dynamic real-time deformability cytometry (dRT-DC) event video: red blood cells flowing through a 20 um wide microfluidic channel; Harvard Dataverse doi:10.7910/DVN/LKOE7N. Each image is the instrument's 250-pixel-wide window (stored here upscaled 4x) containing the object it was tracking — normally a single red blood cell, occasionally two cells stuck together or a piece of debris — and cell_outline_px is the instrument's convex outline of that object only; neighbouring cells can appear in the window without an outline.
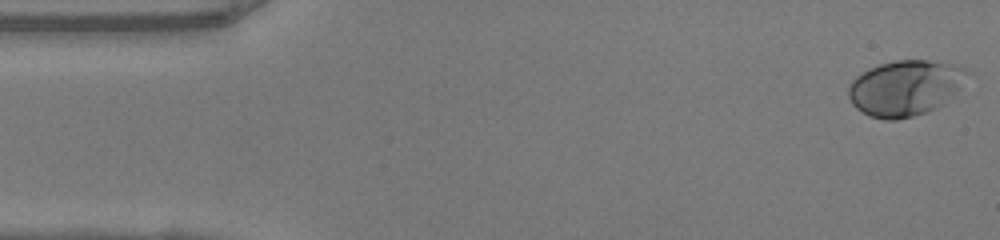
{"species": "human", "species_latin": "Homo sapiens", "temperature_condition": "warm", "stored_images_in_passage": 12, "camera_frame_rate_fps": 3000, "um_per_image_px": 0.085, "donor": {"sex": "female"}, "frame": {"image": 1, "passage_image": 1, "time_ms": 0.0, "image_size_px": [1000, 240], "cell_outline_px": [[972, 72], [956, 92], [944, 104], [928, 112], [896, 120], [884, 120], [868, 116], [856, 108], [852, 104], [848, 96], [848, 88], [852, 80], [856, 76], [868, 68], [880, 64], [896, 60], [924, 60], [956, 64], [968, 68]], "centroid_in_image_um": [76.96, 7.47], "position_along_channel_um": 8.0, "area_um2": 38.96}}